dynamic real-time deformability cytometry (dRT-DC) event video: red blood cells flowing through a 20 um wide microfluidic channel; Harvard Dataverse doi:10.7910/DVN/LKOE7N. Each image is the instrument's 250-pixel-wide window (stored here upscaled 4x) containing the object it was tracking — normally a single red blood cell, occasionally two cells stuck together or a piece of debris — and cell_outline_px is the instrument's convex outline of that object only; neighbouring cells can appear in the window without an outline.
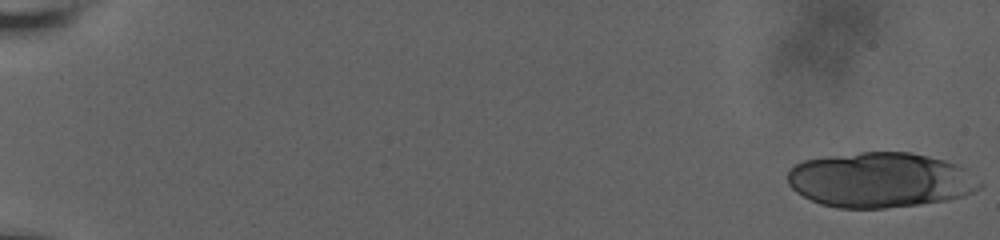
{"species": "human", "species_latin": "Homo sapiens", "temperature_condition": "room temperature", "stored_images_in_passage": 28, "camera_frame_rate_fps": 3000, "um_per_image_px": 0.085, "donor": {"sex": "male"}, "frame": {"image": 1, "passage_image": 1, "time_ms": 0.0, "image_size_px": [1000, 240], "cell_outline_px": [[984, 184], [980, 188], [964, 196], [948, 200], [920, 204], [884, 208], [840, 208], [820, 204], [796, 192], [788, 184], [788, 168], [804, 160], [824, 156], [860, 152], [912, 152], [944, 160], [956, 164], [964, 168]], "centroid_in_image_um": [74.81, 15.29], "position_along_channel_um": 10.2, "area_um2": 61.9}}
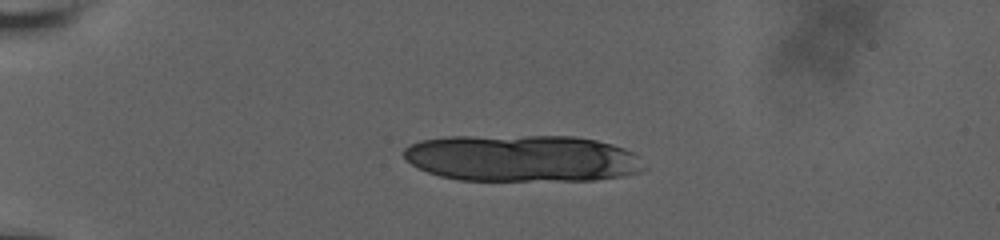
{"frame": {"image": 2, "passage_image": 19, "time_ms": 5.0, "image_size_px": [1000, 240], "cell_outline_px": [[648, 168], [640, 172], [624, 176], [596, 180], [460, 180], [440, 176], [428, 172], [412, 164], [404, 156], [404, 148], [420, 140], [448, 136], [576, 136], [596, 140], [612, 144], [624, 148], [632, 152]], "centroid_in_image_um": [44.41, 13.45], "position_along_channel_um": 40.6, "area_um2": 65.78}}